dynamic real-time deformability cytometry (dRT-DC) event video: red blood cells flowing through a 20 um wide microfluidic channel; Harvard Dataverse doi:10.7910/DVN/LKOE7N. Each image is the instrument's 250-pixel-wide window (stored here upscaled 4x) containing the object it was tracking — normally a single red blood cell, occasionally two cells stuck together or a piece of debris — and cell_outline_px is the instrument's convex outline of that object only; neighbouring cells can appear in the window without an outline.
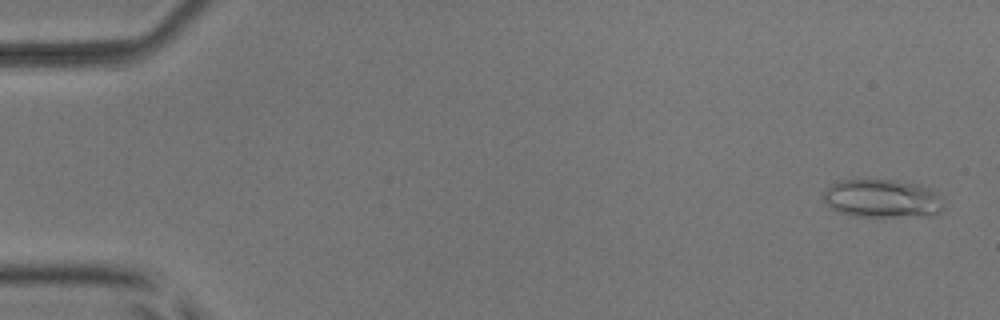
{"species": "common noctule bat (a hibernating species)", "species_latin": "Nyctalus noctula", "temperature_condition": "room temperature", "stored_images_in_passage": 5, "camera_frame_rate_fps": 3000, "um_per_image_px": 0.085, "animal": {"sex": "male", "body_mass_g": 17.9, "forearm_length_mm": 54.2}, "frame": {"image": 1, "passage_image": 1, "time_ms": 0.0, "image_size_px": [1000, 320], "cell_outline_px": [[944, 208], [936, 212], [900, 216], [852, 216], [836, 212], [824, 200], [824, 192], [836, 180], [892, 180], [916, 184], [928, 188], [940, 196]], "centroid_in_image_um": [74.91, 16.86], "position_along_channel_um": 10.1, "area_um2": 26.18}}